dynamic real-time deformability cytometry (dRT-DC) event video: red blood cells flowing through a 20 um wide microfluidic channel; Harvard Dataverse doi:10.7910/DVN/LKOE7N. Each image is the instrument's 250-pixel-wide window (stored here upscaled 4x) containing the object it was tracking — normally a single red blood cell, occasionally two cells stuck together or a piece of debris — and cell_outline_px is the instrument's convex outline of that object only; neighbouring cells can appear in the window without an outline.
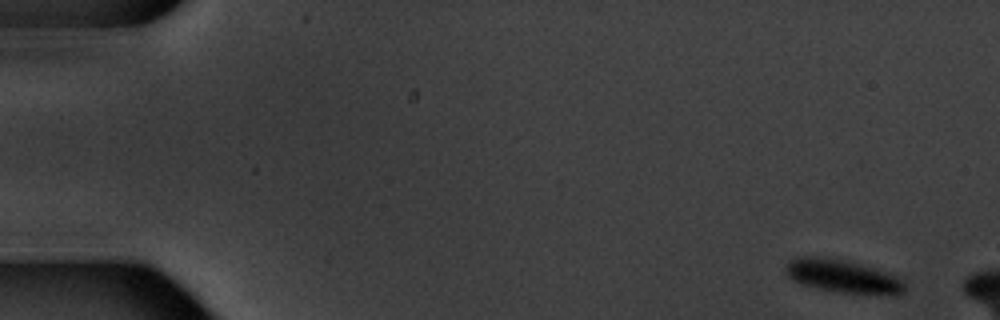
{"species": "common noctule bat (a hibernating species)", "species_latin": "Nyctalus noctula", "temperature_condition": "warm", "stored_images_in_passage": 4, "camera_frame_rate_fps": 3000, "um_per_image_px": 0.085, "animal": {"sex": "male", "body_mass_g": 20.1, "forearm_length_mm": 53.5}, "frame": {"image": 1, "passage_image": 1, "time_ms": 0.0, "image_size_px": [1000, 320], "cell_outline_px": [[904, 292], [900, 296], [892, 296], [836, 292], [816, 288], [792, 280], [788, 276], [784, 268], [792, 260], [800, 256], [816, 256], [840, 260], [860, 264], [884, 272], [904, 280]], "centroid_in_image_um": [71.67, 23.52], "position_along_channel_um": 13.3, "area_um2": 22.89}}